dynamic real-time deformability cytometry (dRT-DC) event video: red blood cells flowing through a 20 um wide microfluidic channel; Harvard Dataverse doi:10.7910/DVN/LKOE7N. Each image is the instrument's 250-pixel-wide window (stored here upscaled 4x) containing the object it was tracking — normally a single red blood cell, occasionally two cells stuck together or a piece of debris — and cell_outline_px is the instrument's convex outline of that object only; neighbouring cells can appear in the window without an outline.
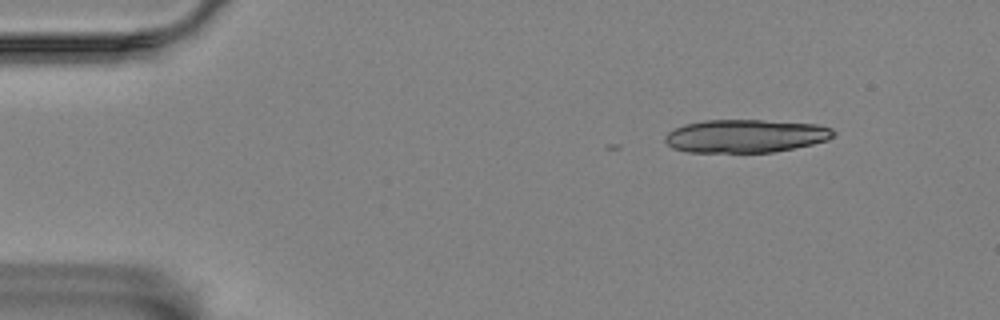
{"species": "Egyptian fruit bat (a non-hibernating species)", "species_latin": "Rousettus aegyptiacus", "temperature_condition": "room temperature", "stored_images_in_passage": 3, "camera_frame_rate_fps": 3000, "um_per_image_px": 0.085, "animal": {"sex": "female"}, "frame": {"image": 1, "passage_image": 1, "time_ms": 0.0, "image_size_px": [1000, 320], "cell_outline_px": [[836, 132], [828, 140], [812, 144], [772, 152], [688, 152], [672, 148], [664, 140], [664, 136], [668, 132], [684, 124], [704, 120], [764, 120], [816, 124], [832, 128]], "centroid_in_image_um": [63.36, 11.55], "position_along_channel_um": 21.6, "area_um2": 32.48}}